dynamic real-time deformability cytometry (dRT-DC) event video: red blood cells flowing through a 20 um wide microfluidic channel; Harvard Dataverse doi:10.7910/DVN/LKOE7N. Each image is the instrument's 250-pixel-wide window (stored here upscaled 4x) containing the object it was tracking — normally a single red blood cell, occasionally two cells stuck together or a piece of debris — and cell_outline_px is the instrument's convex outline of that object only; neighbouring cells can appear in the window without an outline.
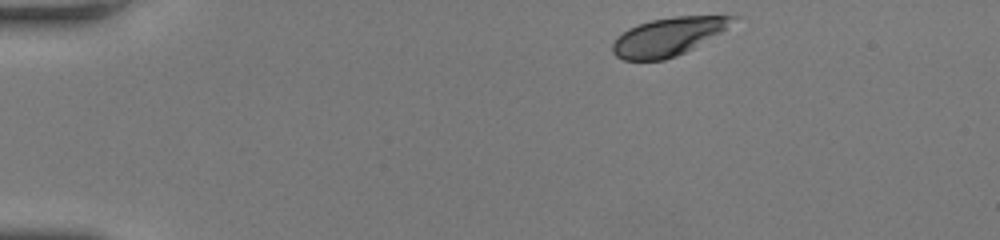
{"species": "human", "species_latin": "Homo sapiens", "temperature_condition": "room temperature", "stored_images_in_passage": 46, "camera_frame_rate_fps": 3000, "um_per_image_px": 0.085, "donor": {"sex": "female"}, "frame": {"image": 1, "passage_image": 1, "time_ms": 0.0, "image_size_px": [1000, 240], "cell_outline_px": [[740, 16], [720, 32], [692, 48], [676, 56], [664, 60], [624, 60], [616, 56], [612, 52], [612, 44], [616, 36], [628, 28], [652, 20], [676, 16]], "centroid_in_image_um": [56.72, 3.12], "position_along_channel_um": 28.3, "area_um2": 26.24}}
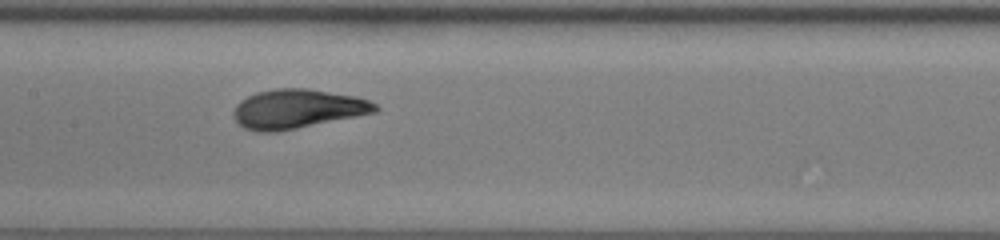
{"frame": {"image": 2, "passage_image": 20, "time_ms": 6.333, "image_size_px": [1000, 240], "cell_outline_px": [[380, 108], [376, 112], [276, 132], [260, 132], [244, 128], [236, 120], [232, 112], [236, 104], [240, 100], [256, 92], [276, 88], [308, 88], [352, 96], [368, 100], [376, 104]], "centroid_in_image_um": [25.24, 9.25], "position_along_channel_um": 182.2, "area_um2": 32.08}}
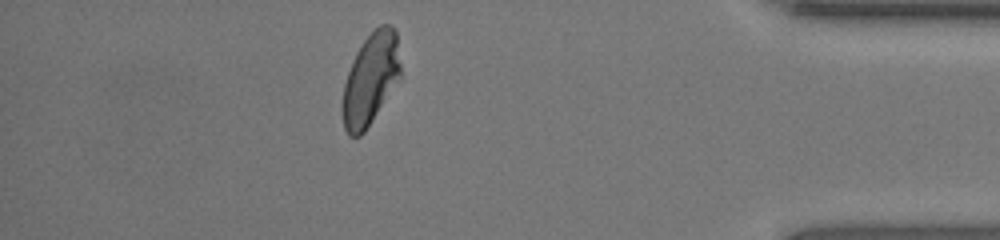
{"frame": {"image": 3, "passage_image": 40, "time_ms": 13.0, "image_size_px": [1000, 240], "cell_outline_px": [[400, 76], [364, 132], [360, 136], [348, 136], [344, 128], [340, 108], [344, 84], [352, 60], [356, 52], [364, 40], [380, 24], [392, 24], [396, 32], [400, 64]], "centroid_in_image_um": [31.45, 6.72], "position_along_channel_um": 403.7, "area_um2": 30.75}, "authors_computed_cell_mechanics": {"area_um2": 31.0097, "velocity_mm_per_s": 3.8666, "shape_relaxation_time_tau1_ms": 5.1591, "shape_relaxation_time_tau2_ms": null, "deformation_change_tau1": 0.1887, "deformation_change_tau2": null}}